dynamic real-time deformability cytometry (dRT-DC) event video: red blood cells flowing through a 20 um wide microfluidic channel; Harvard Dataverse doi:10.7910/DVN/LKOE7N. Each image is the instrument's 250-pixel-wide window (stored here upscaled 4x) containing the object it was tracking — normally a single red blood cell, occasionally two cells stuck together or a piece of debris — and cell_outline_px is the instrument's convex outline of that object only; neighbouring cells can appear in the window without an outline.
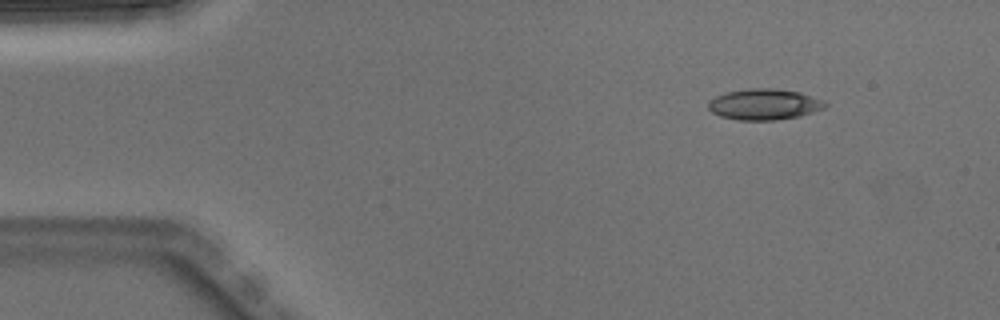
{"species": "Egyptian fruit bat (a non-hibernating species)", "species_latin": "Rousettus aegyptiacus", "temperature_condition": "warm", "stored_images_in_passage": 3, "camera_frame_rate_fps": 3000, "um_per_image_px": 0.085, "animal": {"sex": "male"}, "frame": {"image": 1, "passage_image": 1, "time_ms": 0.0, "image_size_px": [1000, 320], "cell_outline_px": [[828, 104], [824, 108], [800, 116], [776, 120], [736, 120], [720, 116], [712, 112], [708, 108], [708, 100], [716, 96], [728, 92], [748, 88], [772, 88], [800, 92], [824, 100]], "centroid_in_image_um": [64.96, 8.87], "position_along_channel_um": 20.0, "area_um2": 21.15}}
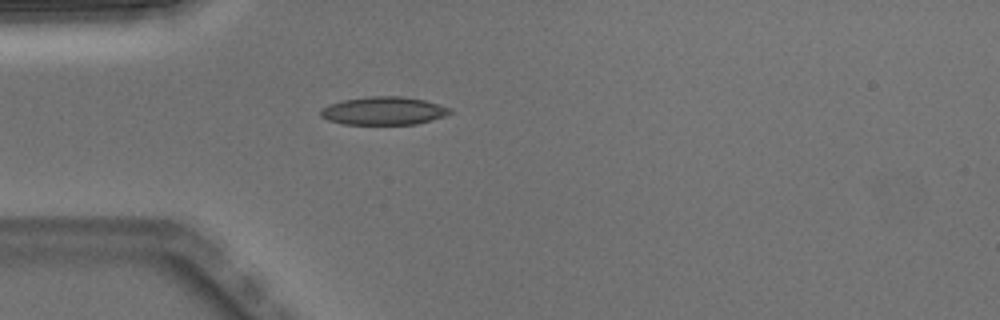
{"frame": {"image": 2, "passage_image": 3, "time_ms": 0.667, "image_size_px": [1000, 320], "cell_outline_px": [[452, 112], [444, 116], [432, 120], [416, 124], [344, 124], [328, 120], [320, 116], [320, 108], [328, 104], [344, 100], [368, 96], [400, 96], [424, 100], [452, 108]], "centroid_in_image_um": [32.59, 9.42], "position_along_channel_um": 52.4, "area_um2": 21.21}}